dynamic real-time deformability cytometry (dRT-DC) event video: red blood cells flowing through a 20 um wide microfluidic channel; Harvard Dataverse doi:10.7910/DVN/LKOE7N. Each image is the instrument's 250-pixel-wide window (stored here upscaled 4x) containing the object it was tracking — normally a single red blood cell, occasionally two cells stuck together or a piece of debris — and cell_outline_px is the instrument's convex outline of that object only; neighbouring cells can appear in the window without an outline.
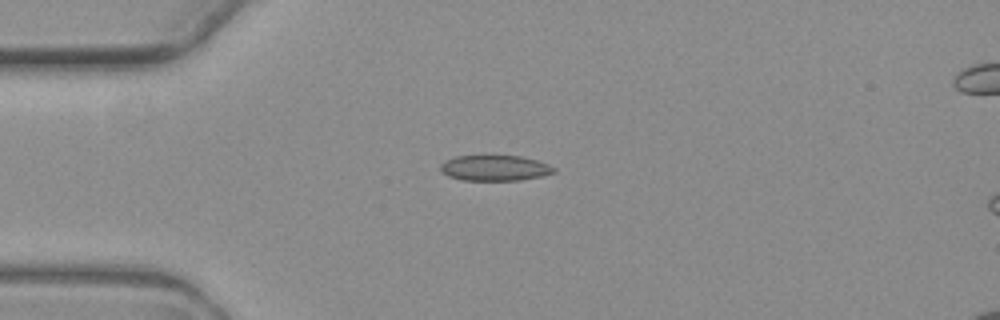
{"species": "common noctule bat (a hibernating species)", "species_latin": "Nyctalus noctula", "temperature_condition": "warm", "stored_images_in_passage": 6, "camera_frame_rate_fps": 3000, "um_per_image_px": 0.085, "animal": {"sex": "female", "body_mass_g": 19.3, "forearm_length_mm": 54.1}, "frame": {"image": 1, "passage_image": 3, "time_ms": 2.333, "image_size_px": [1000, 320], "cell_outline_px": [[556, 172], [544, 176], [520, 180], [464, 180], [448, 176], [440, 172], [440, 164], [444, 160], [456, 156], [520, 156], [536, 160], [548, 164], [556, 168]], "centroid_in_image_um": [42.05, 14.28], "position_along_channel_um": 42.9, "area_um2": 16.99}}
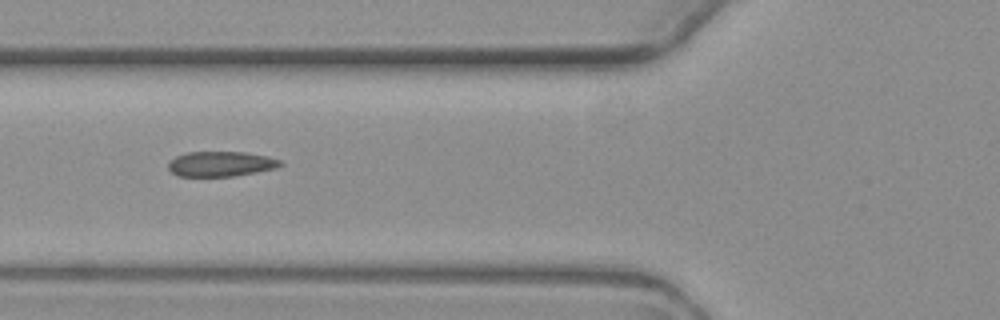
{"frame": {"image": 2, "passage_image": 5, "time_ms": 4.667, "image_size_px": [1000, 320], "cell_outline_px": [[284, 164], [276, 168], [256, 172], [232, 176], [176, 176], [168, 168], [168, 160], [176, 156], [188, 152], [244, 152], [268, 156], [280, 160]], "centroid_in_image_um": [18.75, 13.93], "position_along_channel_um": 107.0, "area_um2": 16.42}}
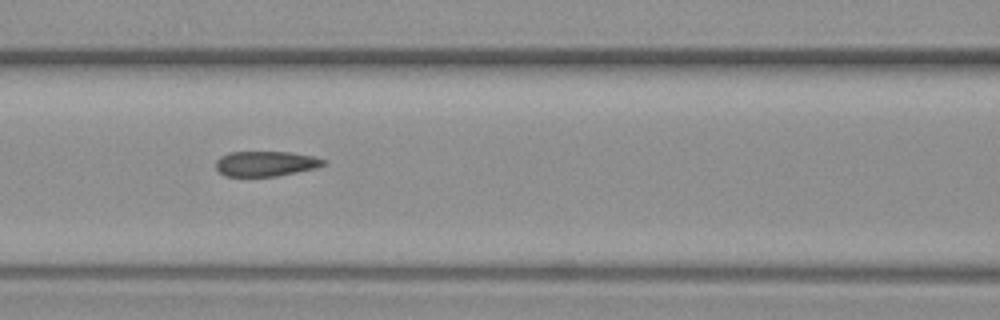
{"frame": {"image": 3, "passage_image": 6, "time_ms": 5.667, "image_size_px": [1000, 320], "cell_outline_px": [[324, 164], [316, 168], [276, 176], [224, 176], [216, 168], [216, 160], [220, 156], [228, 152], [288, 152], [312, 156], [324, 160]], "centroid_in_image_um": [22.53, 13.91], "position_along_channel_um": 144.1, "area_um2": 15.61}}